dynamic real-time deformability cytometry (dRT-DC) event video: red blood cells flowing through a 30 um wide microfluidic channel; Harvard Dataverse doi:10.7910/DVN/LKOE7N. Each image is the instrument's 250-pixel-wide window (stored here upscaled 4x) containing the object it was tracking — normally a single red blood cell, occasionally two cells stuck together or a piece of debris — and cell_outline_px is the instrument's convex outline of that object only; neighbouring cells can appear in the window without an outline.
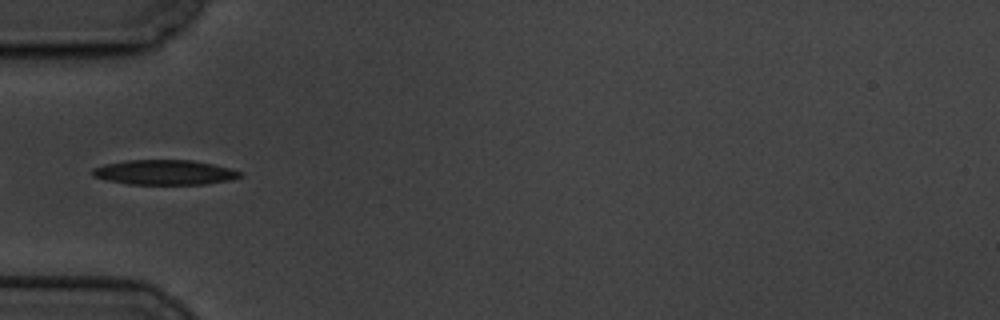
{"species": "common noctule bat (a hibernating species)", "species_latin": "Nyctalus noctula", "temperature_condition": "cold", "stored_images_in_passage": 8, "camera_frame_rate_fps": 3000, "um_per_image_px": 0.085, "animal": {"sex": "male", "body_mass_g": 19.5, "forearm_length_mm": 54.6}, "frame": {"image": 1, "passage_image": 6, "time_ms": 6.0, "image_size_px": [1000, 320], "cell_outline_px": [[244, 176], [228, 180], [204, 184], [128, 184], [108, 180], [92, 176], [92, 168], [104, 164], [124, 160], [192, 160], [232, 168], [240, 172]], "centroid_in_image_um": [13.97, 14.64], "position_along_channel_um": 71.0, "area_um2": 21.39}}
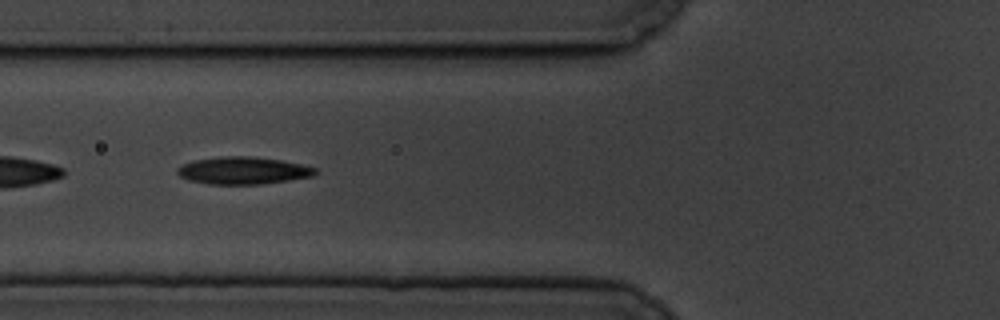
{"frame": {"image": 2, "passage_image": 7, "time_ms": 7.0, "image_size_px": [1000, 320], "cell_outline_px": [[320, 172], [312, 176], [288, 180], [260, 184], [208, 184], [188, 180], [180, 176], [176, 172], [176, 168], [184, 164], [196, 160], [224, 156], [252, 156], [280, 160], [300, 164], [316, 168]], "centroid_in_image_um": [20.66, 14.5], "position_along_channel_um": 105.1, "area_um2": 21.85}}
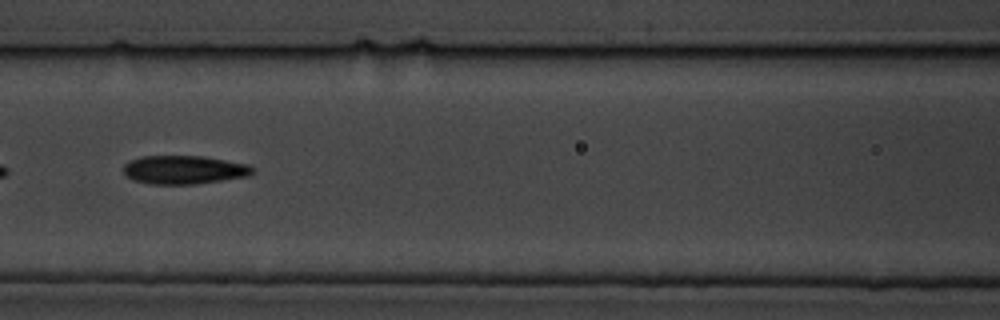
{"frame": {"image": 3, "passage_image": 8, "time_ms": 8.333, "image_size_px": [1000, 320], "cell_outline_px": [[256, 172], [248, 176], [192, 184], [148, 184], [132, 180], [124, 172], [124, 164], [128, 160], [140, 156], [204, 156], [248, 164], [256, 168]], "centroid_in_image_um": [15.65, 14.42], "position_along_channel_um": 151.0, "area_um2": 21.62}}